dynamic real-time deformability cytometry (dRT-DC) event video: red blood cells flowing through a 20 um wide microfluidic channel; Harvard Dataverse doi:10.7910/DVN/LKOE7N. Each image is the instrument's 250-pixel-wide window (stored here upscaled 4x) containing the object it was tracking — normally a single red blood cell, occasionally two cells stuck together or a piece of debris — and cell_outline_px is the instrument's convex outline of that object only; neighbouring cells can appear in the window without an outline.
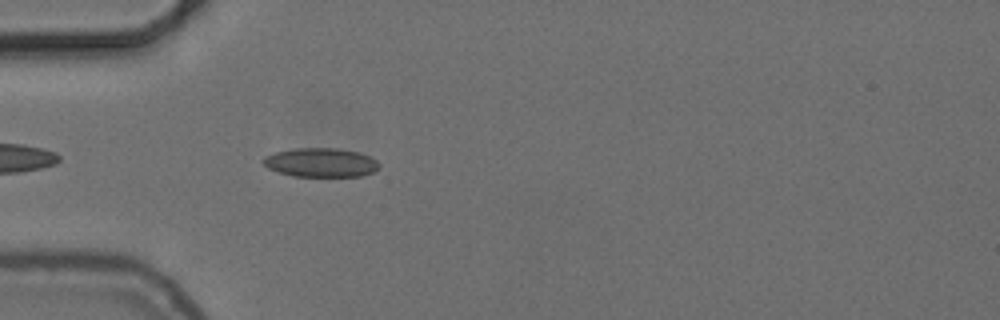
{"species": "common noctule bat (a hibernating species)", "species_latin": "Nyctalus noctula", "temperature_condition": "cold", "stored_images_in_passage": 41, "camera_frame_rate_fps": 3000, "um_per_image_px": 0.085, "animal": {"sex": "female", "body_mass_g": 24.6, "forearm_length_mm": 56.2}, "frame": {"image": 1, "passage_image": 3, "time_ms": 0.667, "image_size_px": [1000, 320], "cell_outline_px": [[380, 168], [372, 172], [360, 176], [292, 176], [268, 168], [260, 160], [264, 156], [276, 152], [296, 148], [336, 148], [360, 152], [376, 160], [380, 164]], "centroid_in_image_um": [27.27, 13.81], "position_along_channel_um": 57.7, "area_um2": 19.59}}
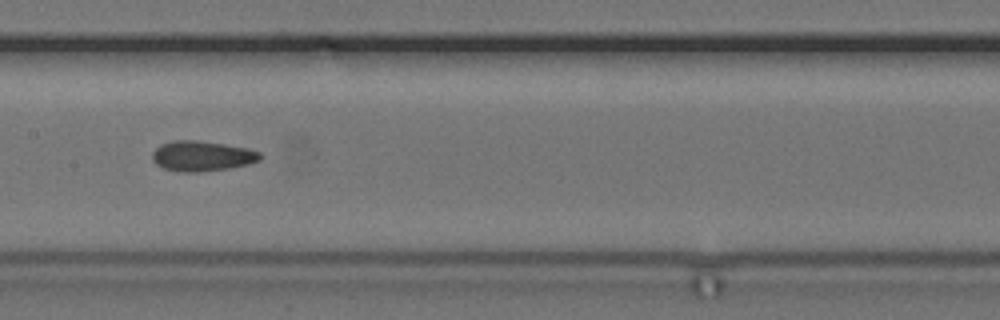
{"frame": {"image": 2, "passage_image": 14, "time_ms": 4.333, "image_size_px": [1000, 320], "cell_outline_px": [[264, 156], [260, 160], [248, 164], [228, 168], [200, 172], [180, 172], [164, 168], [156, 164], [152, 160], [152, 152], [160, 144], [172, 140], [196, 140], [224, 144], [248, 148], [260, 152]], "centroid_in_image_um": [17.17, 13.26], "position_along_channel_um": 190.2, "area_um2": 19.13}}
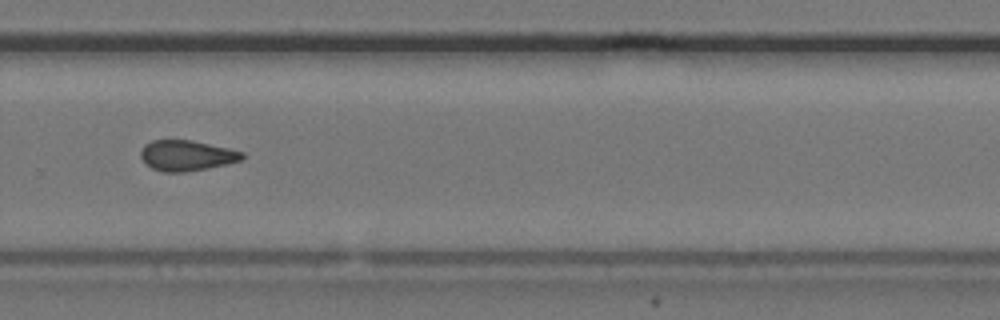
{"frame": {"image": 3, "passage_image": 24, "time_ms": 7.667, "image_size_px": [1000, 320], "cell_outline_px": [[244, 156], [240, 160], [228, 164], [208, 168], [184, 172], [160, 172], [144, 164], [140, 156], [140, 152], [144, 144], [152, 140], [192, 140], [228, 148], [244, 152]], "centroid_in_image_um": [15.83, 13.22], "position_along_channel_um": 314.0, "area_um2": 18.21}, "authors_computed_cell_mechanics": {"area_um2": 18.6116, "velocity_mm_per_s": 3.7394, "shape_relaxation_time_tau1_ms": null, "shape_relaxation_time_tau2_ms": 4.8189, "deformation_change_tau1": null, "deformation_change_tau2": 0.1271}}